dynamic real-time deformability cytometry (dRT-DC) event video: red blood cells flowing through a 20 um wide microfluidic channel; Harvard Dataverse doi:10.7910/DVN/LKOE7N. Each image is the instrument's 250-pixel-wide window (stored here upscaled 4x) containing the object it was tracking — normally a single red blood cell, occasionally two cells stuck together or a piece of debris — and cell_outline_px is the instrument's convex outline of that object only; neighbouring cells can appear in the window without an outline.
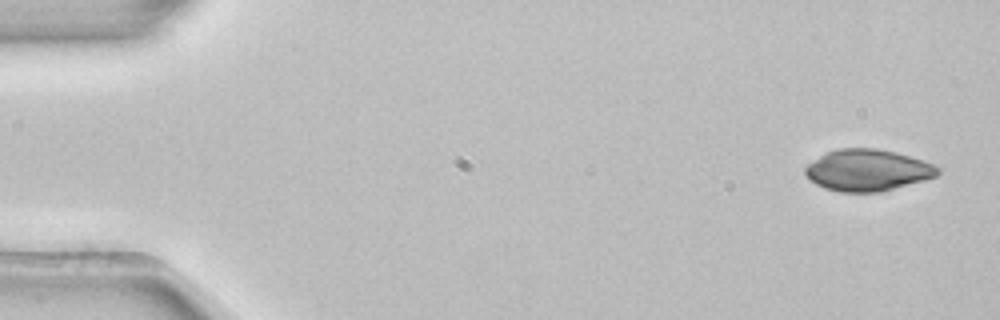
{"species": "common noctule bat (a hibernating species)", "species_latin": "Nyctalus noctula", "temperature_condition": "room temperature", "stored_images_in_passage": 3, "camera_frame_rate_fps": 3000, "um_per_image_px": 0.085, "animal": {"sex": "female", "body_mass_g": 22.7, "forearm_length_mm": 54.2}, "frame": {"image": 1, "passage_image": 1, "time_ms": 0.0, "image_size_px": [1000, 320], "cell_outline_px": [[940, 172], [936, 176], [924, 180], [880, 192], [840, 192], [824, 188], [808, 180], [804, 172], [804, 168], [808, 164], [820, 156], [836, 148], [876, 148], [896, 152], [924, 160], [940, 168]], "centroid_in_image_um": [73.73, 14.46], "position_along_channel_um": 11.3, "area_um2": 32.19}}